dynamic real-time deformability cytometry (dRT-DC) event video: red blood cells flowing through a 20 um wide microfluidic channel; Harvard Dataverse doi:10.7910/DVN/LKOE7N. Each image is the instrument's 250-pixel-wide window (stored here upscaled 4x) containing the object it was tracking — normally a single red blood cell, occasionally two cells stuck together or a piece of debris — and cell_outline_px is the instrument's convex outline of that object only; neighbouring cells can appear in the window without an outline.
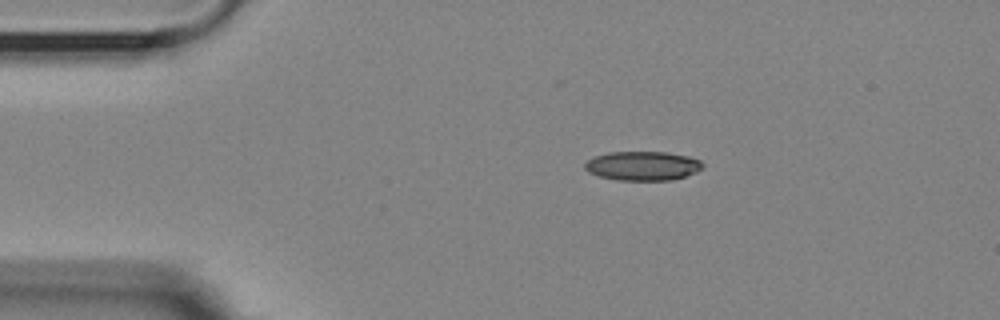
{"species": "Egyptian fruit bat (a non-hibernating species)", "species_latin": "Rousettus aegyptiacus", "temperature_condition": "room temperature", "stored_images_in_passage": 46, "camera_frame_rate_fps": 3000, "um_per_image_px": 0.085, "animal": {"sex": "female"}, "frame": {"image": 1, "passage_image": 1, "time_ms": 0.0, "image_size_px": [1000, 320], "cell_outline_px": [[704, 164], [696, 172], [672, 180], [616, 180], [600, 176], [588, 172], [584, 168], [584, 164], [588, 160], [596, 156], [608, 152], [664, 152], [688, 156], [700, 160]], "centroid_in_image_um": [54.61, 14.1], "position_along_channel_um": 30.4, "area_um2": 19.88}}
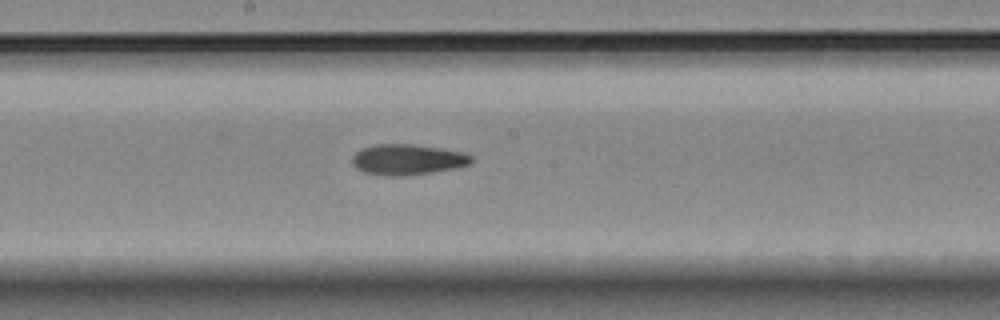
{"frame": {"image": 2, "passage_image": 20, "time_ms": 6.333, "image_size_px": [1000, 320], "cell_outline_px": [[472, 160], [468, 164], [452, 168], [432, 172], [404, 176], [388, 176], [364, 172], [356, 168], [352, 164], [352, 156], [360, 148], [376, 144], [412, 144], [440, 148], [464, 152], [472, 156]], "centroid_in_image_um": [34.59, 13.55], "position_along_channel_um": 213.6, "area_um2": 21.21}}
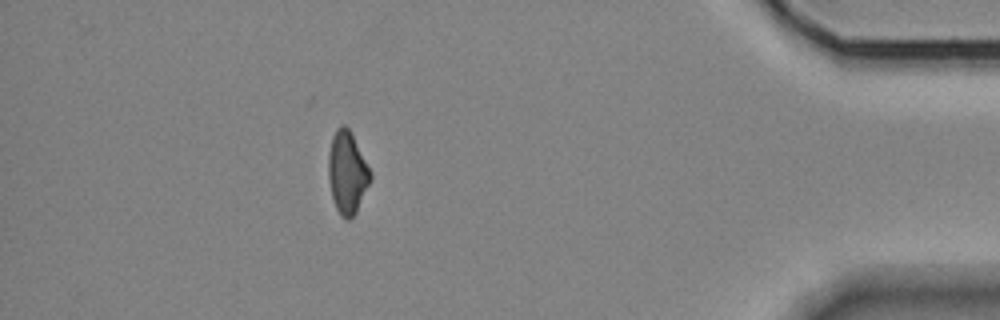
{"frame": {"image": 3, "passage_image": 40, "time_ms": 13.0, "image_size_px": [1000, 320], "cell_outline_px": [[372, 176], [356, 212], [348, 220], [340, 216], [336, 208], [332, 196], [328, 176], [328, 152], [332, 136], [336, 128], [340, 124], [344, 124], [352, 132], [372, 172]], "centroid_in_image_um": [29.51, 14.61], "position_along_channel_um": 405.7, "area_um2": 20.29}, "authors_computed_cell_mechanics": {"area_um2": 20.519, "velocity_mm_per_s": 3.597, "shape_relaxation_time_tau1_ms": null, "shape_relaxation_time_tau2_ms": 6.0797, "deformation_change_tau1": null, "deformation_change_tau2": 0.1362}}